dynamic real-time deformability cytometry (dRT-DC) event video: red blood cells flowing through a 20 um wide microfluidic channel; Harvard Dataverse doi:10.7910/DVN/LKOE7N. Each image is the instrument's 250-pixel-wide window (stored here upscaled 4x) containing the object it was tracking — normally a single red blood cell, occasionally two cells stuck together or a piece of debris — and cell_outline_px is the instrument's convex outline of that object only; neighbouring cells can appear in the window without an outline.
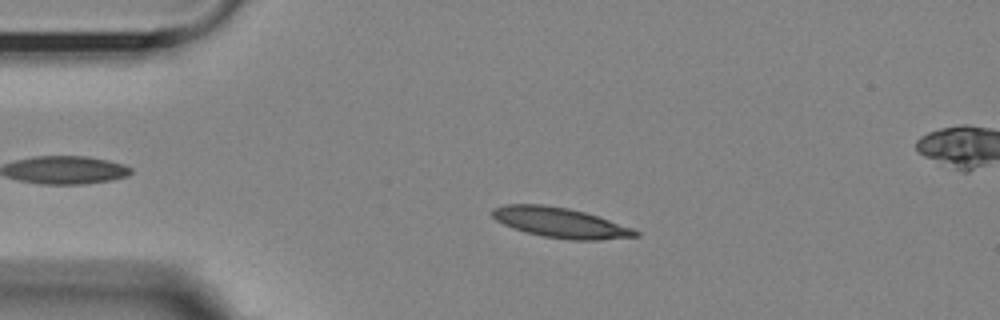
{"species": "Egyptian fruit bat (a non-hibernating species)", "species_latin": "Rousettus aegyptiacus", "temperature_condition": "room temperature", "stored_images_in_passage": 3, "camera_frame_rate_fps": 3000, "um_per_image_px": 0.085, "animal": {"sex": "female"}, "frame": {"image": 1, "passage_image": 3, "time_ms": 2.333, "image_size_px": [1000, 320], "cell_outline_px": [[640, 236], [600, 240], [568, 240], [544, 236], [524, 232], [512, 228], [496, 220], [492, 216], [492, 208], [504, 204], [544, 204], [568, 208], [584, 212], [632, 228], [640, 232]], "centroid_in_image_um": [47.6, 18.92], "position_along_channel_um": 37.4, "area_um2": 25.09}}